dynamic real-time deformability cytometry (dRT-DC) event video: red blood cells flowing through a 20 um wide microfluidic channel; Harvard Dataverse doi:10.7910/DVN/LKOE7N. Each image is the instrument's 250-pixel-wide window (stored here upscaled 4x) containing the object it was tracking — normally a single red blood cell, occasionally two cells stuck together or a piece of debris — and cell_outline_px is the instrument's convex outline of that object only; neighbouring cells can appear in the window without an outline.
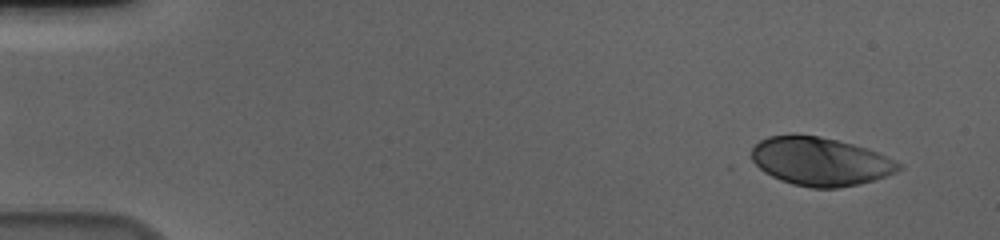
{"species": "human", "species_latin": "Homo sapiens", "temperature_condition": "cold", "stored_images_in_passage": 54, "camera_frame_rate_fps": 3000, "um_per_image_px": 0.085, "donor": {"sex": "male"}, "frame": {"image": 1, "passage_image": 1, "time_ms": 0.0, "image_size_px": [1000, 240], "cell_outline_px": [[904, 168], [896, 172], [872, 180], [856, 184], [836, 188], [812, 188], [792, 184], [780, 180], [764, 172], [752, 160], [752, 148], [760, 140], [768, 136], [820, 136], [852, 144], [876, 152], [896, 160]], "centroid_in_image_um": [69.72, 13.74], "position_along_channel_um": 15.3, "area_um2": 40.81}}
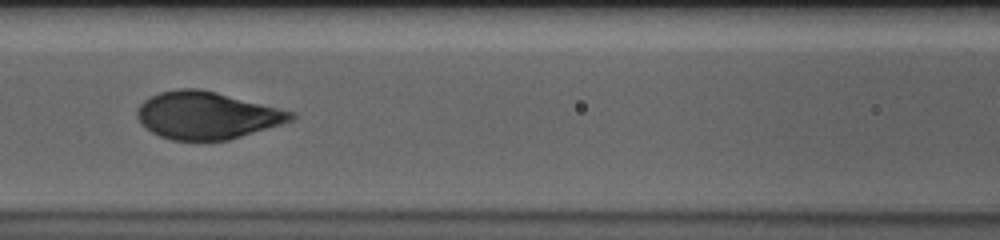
{"frame": {"image": 2, "passage_image": 23, "time_ms": 7.333, "image_size_px": [1000, 240], "cell_outline_px": [[296, 116], [292, 120], [280, 124], [228, 140], [172, 140], [160, 136], [152, 132], [140, 124], [136, 116], [136, 112], [140, 104], [144, 100], [160, 92], [176, 88], [200, 88], [296, 112]], "centroid_in_image_um": [17.55, 9.8], "position_along_channel_um": 149.0, "area_um2": 42.31}}
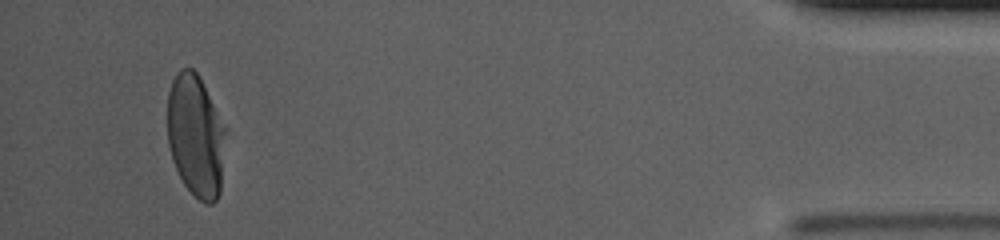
{"frame": {"image": 3, "passage_image": 51, "time_ms": 16.667, "image_size_px": [1000, 240], "cell_outline_px": [[224, 132], [220, 192], [216, 200], [212, 204], [204, 204], [184, 184], [172, 160], [168, 144], [168, 92], [172, 80], [176, 72], [180, 68], [192, 68], [196, 72], [224, 128]], "centroid_in_image_um": [16.58, 11.56], "position_along_channel_um": 418.6, "area_um2": 40.46}, "authors_computed_cell_mechanics": {"area_um2": 42.2229, "velocity_mm_per_s": 3.618, "shape_relaxation_time_tau1_ms": 3.5504, "shape_relaxation_time_tau2_ms": null, "deformation_change_tau1": 0.1918, "deformation_change_tau2": null}}